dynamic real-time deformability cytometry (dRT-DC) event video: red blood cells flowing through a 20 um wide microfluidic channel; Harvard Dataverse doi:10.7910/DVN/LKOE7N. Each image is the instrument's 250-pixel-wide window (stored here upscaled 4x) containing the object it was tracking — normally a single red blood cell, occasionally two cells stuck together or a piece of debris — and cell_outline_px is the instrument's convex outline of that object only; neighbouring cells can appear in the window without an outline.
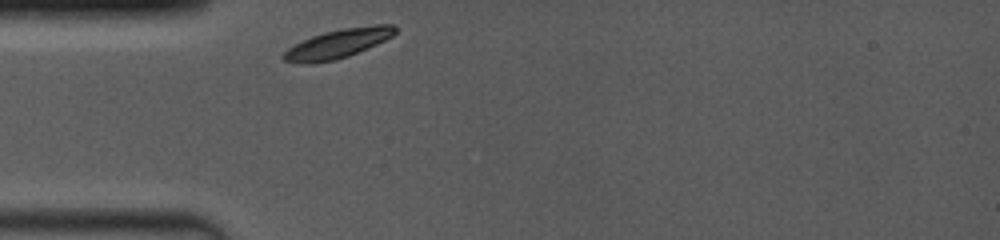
{"species": "common noctule bat (a hibernating species)", "species_latin": "Nyctalus noctula", "temperature_condition": "room temperature", "stored_images_in_passage": 70, "camera_frame_rate_fps": 4000, "um_per_image_px": 0.085, "animal": {"sex": "female", "body_mass_g": 19.0, "forearm_length_mm": 53.3}, "frame": {"image": 1, "passage_image": 1, "time_ms": 0.0, "image_size_px": [1000, 240], "cell_outline_px": [[396, 32], [392, 36], [376, 44], [348, 56], [336, 60], [312, 64], [300, 64], [284, 60], [280, 56], [288, 48], [312, 36], [324, 32], [344, 28], [376, 24], [392, 24], [396, 28]], "centroid_in_image_um": [28.7, 3.72], "position_along_channel_um": 56.3, "area_um2": 18.79}}
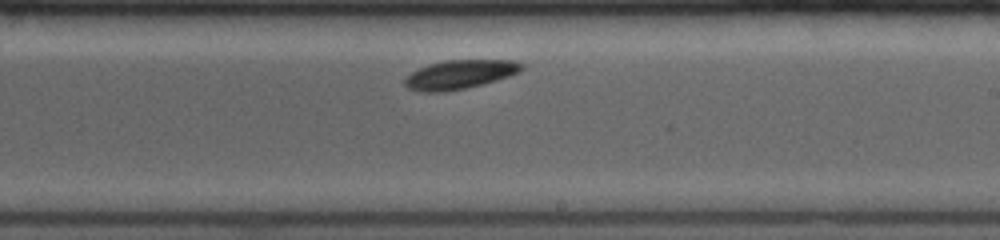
{"frame": {"image": 2, "passage_image": 40, "time_ms": 5.25, "image_size_px": [1000, 240], "cell_outline_px": [[524, 68], [520, 72], [496, 80], [464, 88], [444, 92], [420, 92], [408, 88], [404, 84], [404, 80], [412, 72], [428, 64], [444, 60], [512, 60], [524, 64]], "centroid_in_image_um": [39.08, 6.32], "position_along_channel_um": 249.9, "area_um2": 19.59}}
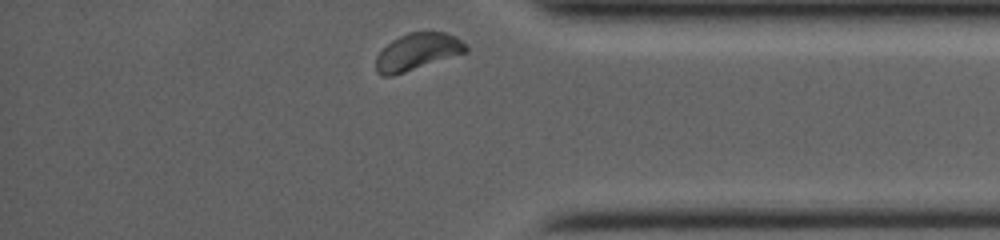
{"frame": {"image": 3, "passage_image": 70, "time_ms": 9.25, "image_size_px": [1000, 240], "cell_outline_px": [[468, 52], [392, 76], [380, 76], [376, 72], [376, 56], [392, 40], [408, 32], [444, 32], [456, 36], [468, 48]], "centroid_in_image_um": [35.47, 4.4], "position_along_channel_um": 399.7, "area_um2": 19.25}, "authors_computed_cell_mechanics": {"area_um2": 19.363, "velocity_mm_per_s": 3.8047, "shape_relaxation_time_tau1_ms": 0.4661, "shape_relaxation_time_tau2_ms": null, "deformation_change_tau1": 0.0682, "deformation_change_tau2": null}}